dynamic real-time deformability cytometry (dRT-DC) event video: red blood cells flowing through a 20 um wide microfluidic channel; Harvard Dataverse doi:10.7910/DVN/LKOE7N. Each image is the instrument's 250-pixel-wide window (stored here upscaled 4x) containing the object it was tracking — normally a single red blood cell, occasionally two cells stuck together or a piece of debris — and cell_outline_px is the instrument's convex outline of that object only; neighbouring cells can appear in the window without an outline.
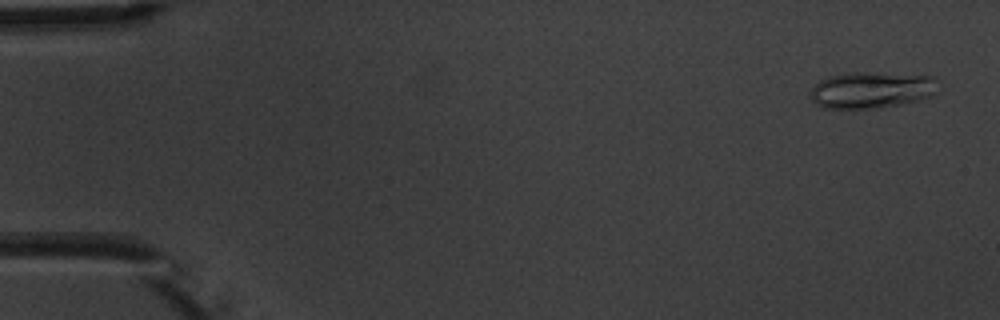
{"species": "common noctule bat (a hibernating species)", "species_latin": "Nyctalus noctula", "temperature_condition": "warm", "stored_images_in_passage": 5, "camera_frame_rate_fps": 3000, "um_per_image_px": 0.085, "animal": {"sex": "male", "body_mass_g": 20.1, "forearm_length_mm": 53.5}, "frame": {"image": 1, "passage_image": 1, "time_ms": 0.0, "image_size_px": [1000, 320], "cell_outline_px": [[936, 76], [928, 96], [916, 100], [900, 104], [880, 108], [824, 108], [816, 104], [812, 100], [812, 88], [820, 80], [828, 76], [848, 72], [864, 72]], "centroid_in_image_um": [73.97, 7.64], "position_along_channel_um": 11.0, "area_um2": 26.47}}